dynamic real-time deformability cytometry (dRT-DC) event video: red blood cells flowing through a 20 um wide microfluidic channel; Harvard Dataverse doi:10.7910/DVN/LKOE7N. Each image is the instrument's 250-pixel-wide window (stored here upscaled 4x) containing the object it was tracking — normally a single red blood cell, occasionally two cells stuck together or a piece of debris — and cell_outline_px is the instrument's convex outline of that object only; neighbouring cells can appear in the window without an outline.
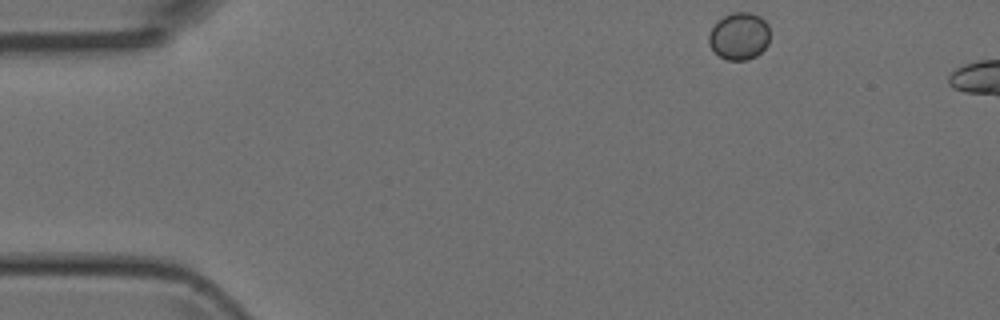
{"species": "Egyptian fruit bat (a non-hibernating species)", "species_latin": "Rousettus aegyptiacus", "temperature_condition": "room temperature", "stored_images_in_passage": 6, "camera_frame_rate_fps": 3000, "um_per_image_px": 0.085, "animal": {"sex": "female"}, "frame": {"image": 1, "passage_image": 1, "time_ms": 0.0, "image_size_px": [1000, 320], "cell_outline_px": [[768, 44], [756, 56], [748, 60], [728, 60], [720, 56], [708, 44], [708, 36], [712, 28], [724, 16], [732, 12], [752, 12], [760, 16], [768, 24]], "centroid_in_image_um": [62.84, 3.07], "position_along_channel_um": 22.2, "area_um2": 16.7}}